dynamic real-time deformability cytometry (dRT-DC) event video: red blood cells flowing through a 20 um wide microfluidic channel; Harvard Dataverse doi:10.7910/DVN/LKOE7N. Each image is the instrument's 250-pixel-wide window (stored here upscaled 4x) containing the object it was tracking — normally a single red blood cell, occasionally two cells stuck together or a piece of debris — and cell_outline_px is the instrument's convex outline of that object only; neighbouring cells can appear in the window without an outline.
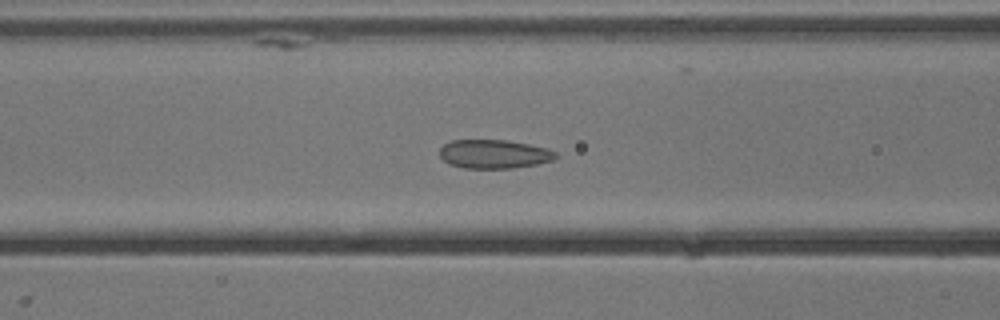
{"species": "common noctule bat (a hibernating species)", "species_latin": "Nyctalus noctula", "temperature_condition": "cold", "stored_images_in_passage": 54, "camera_frame_rate_fps": 3000, "um_per_image_px": 0.085, "animal": {"sex": "male", "body_mass_g": 13.3}, "frame": {"image": 1, "passage_image": 22, "time_ms": 7.0, "image_size_px": [1000, 320], "cell_outline_px": [[556, 156], [552, 160], [536, 164], [512, 168], [464, 168], [448, 164], [440, 156], [440, 148], [444, 144], [452, 140], [508, 140], [548, 148], [556, 152]], "centroid_in_image_um": [41.97, 13.09], "position_along_channel_um": 124.6, "area_um2": 19.42}}
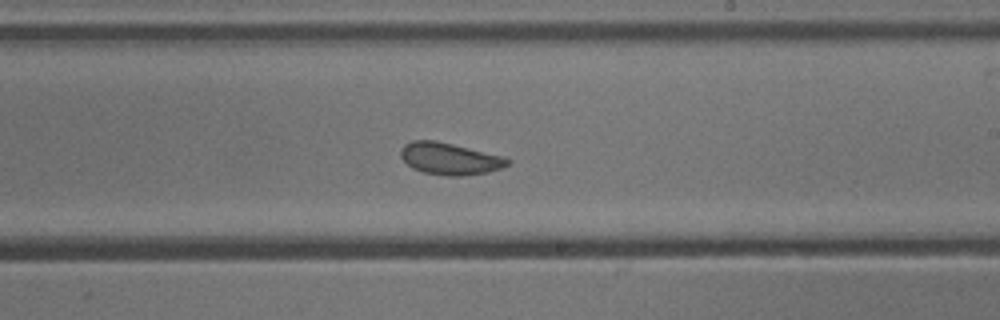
{"frame": {"image": 2, "passage_image": 32, "time_ms": 10.333, "image_size_px": [1000, 320], "cell_outline_px": [[512, 160], [508, 164], [500, 168], [488, 172], [460, 176], [448, 176], [424, 172], [412, 168], [400, 156], [400, 148], [404, 144], [412, 140], [436, 140], [504, 156]], "centroid_in_image_um": [38.21, 13.48], "position_along_channel_um": 250.8, "area_um2": 19.88}}
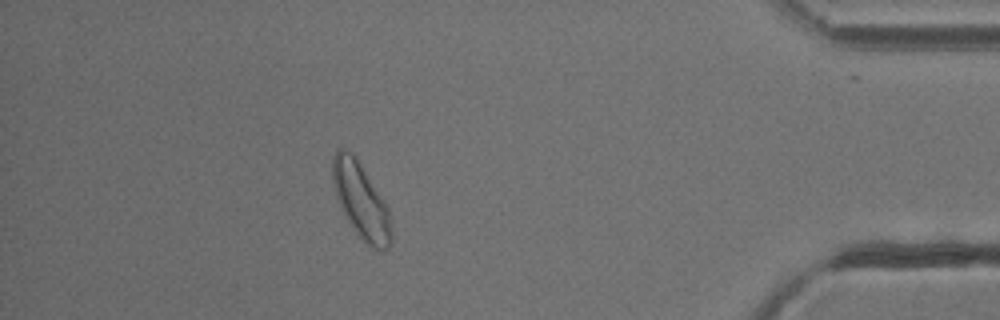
{"frame": {"image": 3, "passage_image": 48, "time_ms": 15.667, "image_size_px": [1000, 320], "cell_outline_px": [[392, 244], [388, 248], [372, 248], [352, 228], [336, 196], [332, 180], [332, 156], [336, 148], [340, 148], [352, 152], [356, 156], [388, 208], [392, 236]], "centroid_in_image_um": [30.66, 17.01], "position_along_channel_um": 404.5, "area_um2": 25.49}, "authors_computed_cell_mechanics": {"area_um2": 21.386, "velocity_mm_per_s": 3.7881, "shape_relaxation_time_tau1_ms": 10.1359, "shape_relaxation_time_tau2_ms": 2.1222, "deformation_change_tau1": 0.1459, "deformation_change_tau2": 0.084}}